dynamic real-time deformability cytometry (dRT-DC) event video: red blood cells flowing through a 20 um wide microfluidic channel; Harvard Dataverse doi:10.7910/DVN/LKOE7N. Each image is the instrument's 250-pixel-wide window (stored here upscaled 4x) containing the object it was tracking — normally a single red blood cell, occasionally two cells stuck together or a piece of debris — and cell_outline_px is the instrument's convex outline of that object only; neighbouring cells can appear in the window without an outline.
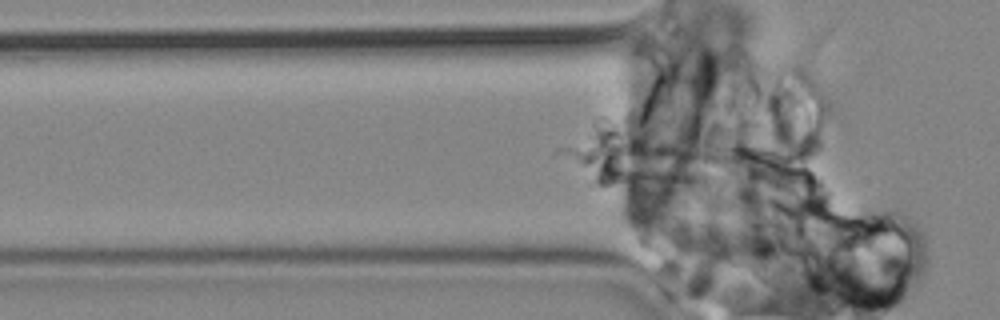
{"species": "common noctule bat (a hibernating species)", "species_latin": "Nyctalus noctula", "temperature_condition": "cold", "stored_images_in_passage": 46, "segment_of_instrument_passage": [1, 2], "camera_frame_rate_fps": 3000, "um_per_image_px": 0.085, "animal": {"sex": "male", "body_mass_g": 19.2, "forearm_length_mm": 51.8}, "frame": {"image": 1, "passage_image": 3, "time_ms": 0.667, "image_size_px": [1000, 320], "cell_outline_px": [[724, 160], [712, 176], [704, 184], [680, 188], [660, 188], [624, 184], [612, 180], [600, 168], [600, 160], [608, 152], [620, 144], [636, 136], [668, 140], [716, 152]], "centroid_in_image_um": [56.08, 13.91], "position_along_channel_um": 69.7, "area_um2": 34.04}}